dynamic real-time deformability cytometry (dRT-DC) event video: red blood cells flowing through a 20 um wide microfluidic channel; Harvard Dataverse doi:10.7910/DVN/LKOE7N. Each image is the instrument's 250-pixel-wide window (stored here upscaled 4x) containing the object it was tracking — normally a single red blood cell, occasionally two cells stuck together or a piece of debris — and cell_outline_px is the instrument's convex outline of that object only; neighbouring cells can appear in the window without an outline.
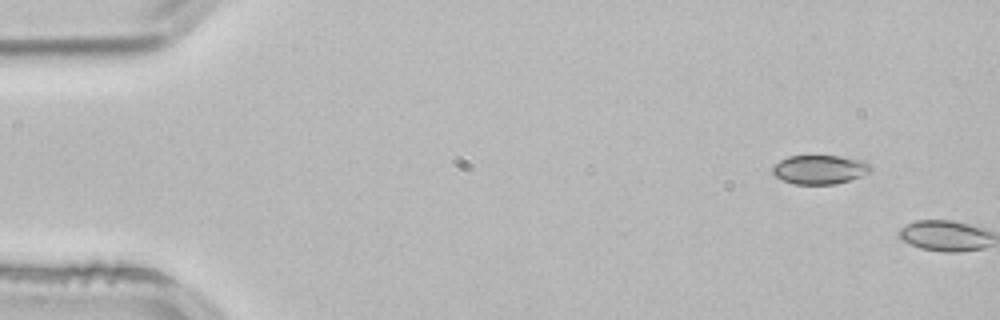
{"species": "common noctule bat (a hibernating species)", "species_latin": "Nyctalus noctula", "temperature_condition": "room temperature", "stored_images_in_passage": 2, "camera_frame_rate_fps": 3000, "um_per_image_px": 0.085, "animal": {"sex": "male", "body_mass_g": 21.5, "forearm_length_mm": 52.0}, "frame": {"image": 1, "passage_image": 1, "time_ms": 0.0, "image_size_px": [1000, 320], "cell_outline_px": [[872, 168], [868, 172], [860, 176], [836, 184], [796, 184], [784, 180], [776, 176], [772, 172], [772, 168], [780, 160], [788, 156], [840, 156], [864, 160]], "centroid_in_image_um": [69.68, 14.4], "position_along_channel_um": 15.3, "area_um2": 16.36}}